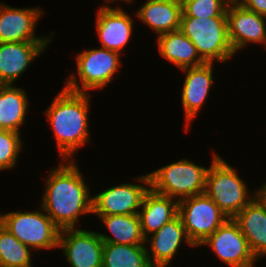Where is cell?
<instances>
[{
	"mask_svg": "<svg viewBox=\"0 0 266 267\" xmlns=\"http://www.w3.org/2000/svg\"><path fill=\"white\" fill-rule=\"evenodd\" d=\"M40 206L60 229H74L79 216L92 214V199L76 161L62 160L46 177Z\"/></svg>",
	"mask_w": 266,
	"mask_h": 267,
	"instance_id": "6da1fadb",
	"label": "cell"
},
{
	"mask_svg": "<svg viewBox=\"0 0 266 267\" xmlns=\"http://www.w3.org/2000/svg\"><path fill=\"white\" fill-rule=\"evenodd\" d=\"M90 98L89 93L73 92L63 87L44 112L62 160H74L72 157L79 147L90 142Z\"/></svg>",
	"mask_w": 266,
	"mask_h": 267,
	"instance_id": "7a4b0ae2",
	"label": "cell"
},
{
	"mask_svg": "<svg viewBox=\"0 0 266 267\" xmlns=\"http://www.w3.org/2000/svg\"><path fill=\"white\" fill-rule=\"evenodd\" d=\"M206 174L205 194L229 217L234 218L256 196L249 192L239 173L216 153Z\"/></svg>",
	"mask_w": 266,
	"mask_h": 267,
	"instance_id": "3957f363",
	"label": "cell"
},
{
	"mask_svg": "<svg viewBox=\"0 0 266 267\" xmlns=\"http://www.w3.org/2000/svg\"><path fill=\"white\" fill-rule=\"evenodd\" d=\"M180 30L206 63H226L234 56L228 37L227 17L181 16Z\"/></svg>",
	"mask_w": 266,
	"mask_h": 267,
	"instance_id": "277c9868",
	"label": "cell"
},
{
	"mask_svg": "<svg viewBox=\"0 0 266 267\" xmlns=\"http://www.w3.org/2000/svg\"><path fill=\"white\" fill-rule=\"evenodd\" d=\"M207 170L187 158L181 159L148 173L150 189L179 202L205 192Z\"/></svg>",
	"mask_w": 266,
	"mask_h": 267,
	"instance_id": "5b68a950",
	"label": "cell"
},
{
	"mask_svg": "<svg viewBox=\"0 0 266 267\" xmlns=\"http://www.w3.org/2000/svg\"><path fill=\"white\" fill-rule=\"evenodd\" d=\"M99 48H90L76 55L77 74L73 72L66 78L64 87L67 90L90 93L91 89H103L115 78L122 54Z\"/></svg>",
	"mask_w": 266,
	"mask_h": 267,
	"instance_id": "8992f818",
	"label": "cell"
},
{
	"mask_svg": "<svg viewBox=\"0 0 266 267\" xmlns=\"http://www.w3.org/2000/svg\"><path fill=\"white\" fill-rule=\"evenodd\" d=\"M0 223L31 250L58 248L60 229L41 206L40 210L30 212L0 214Z\"/></svg>",
	"mask_w": 266,
	"mask_h": 267,
	"instance_id": "52a82bcc",
	"label": "cell"
},
{
	"mask_svg": "<svg viewBox=\"0 0 266 267\" xmlns=\"http://www.w3.org/2000/svg\"><path fill=\"white\" fill-rule=\"evenodd\" d=\"M178 215L195 248L229 218L205 193L179 201Z\"/></svg>",
	"mask_w": 266,
	"mask_h": 267,
	"instance_id": "ba28073f",
	"label": "cell"
},
{
	"mask_svg": "<svg viewBox=\"0 0 266 267\" xmlns=\"http://www.w3.org/2000/svg\"><path fill=\"white\" fill-rule=\"evenodd\" d=\"M138 179V180H137ZM143 183H122L114 185L93 196L92 214L94 215H126L138 214L144 195L150 189L149 175L135 178Z\"/></svg>",
	"mask_w": 266,
	"mask_h": 267,
	"instance_id": "9c48e42d",
	"label": "cell"
},
{
	"mask_svg": "<svg viewBox=\"0 0 266 267\" xmlns=\"http://www.w3.org/2000/svg\"><path fill=\"white\" fill-rule=\"evenodd\" d=\"M204 245L229 267H255L259 261L233 218H228L200 247Z\"/></svg>",
	"mask_w": 266,
	"mask_h": 267,
	"instance_id": "30bf717a",
	"label": "cell"
},
{
	"mask_svg": "<svg viewBox=\"0 0 266 267\" xmlns=\"http://www.w3.org/2000/svg\"><path fill=\"white\" fill-rule=\"evenodd\" d=\"M103 244L98 232L74 228L59 233L58 249L71 267H102Z\"/></svg>",
	"mask_w": 266,
	"mask_h": 267,
	"instance_id": "8fae6325",
	"label": "cell"
},
{
	"mask_svg": "<svg viewBox=\"0 0 266 267\" xmlns=\"http://www.w3.org/2000/svg\"><path fill=\"white\" fill-rule=\"evenodd\" d=\"M228 37L234 54L249 44H263L266 48V17L246 9L232 0L226 11Z\"/></svg>",
	"mask_w": 266,
	"mask_h": 267,
	"instance_id": "7c38bea8",
	"label": "cell"
},
{
	"mask_svg": "<svg viewBox=\"0 0 266 267\" xmlns=\"http://www.w3.org/2000/svg\"><path fill=\"white\" fill-rule=\"evenodd\" d=\"M43 11L38 8H17L0 4V43L51 41L50 37L36 35V26Z\"/></svg>",
	"mask_w": 266,
	"mask_h": 267,
	"instance_id": "4fadbf2b",
	"label": "cell"
},
{
	"mask_svg": "<svg viewBox=\"0 0 266 267\" xmlns=\"http://www.w3.org/2000/svg\"><path fill=\"white\" fill-rule=\"evenodd\" d=\"M214 63H205L201 66L185 68V79L181 91V102L185 114V131H189V123L199 114L201 107L208 99L211 87L214 85Z\"/></svg>",
	"mask_w": 266,
	"mask_h": 267,
	"instance_id": "5bb4252c",
	"label": "cell"
},
{
	"mask_svg": "<svg viewBox=\"0 0 266 267\" xmlns=\"http://www.w3.org/2000/svg\"><path fill=\"white\" fill-rule=\"evenodd\" d=\"M51 41H25L0 43V85L14 82L30 67L31 63Z\"/></svg>",
	"mask_w": 266,
	"mask_h": 267,
	"instance_id": "9a60e30c",
	"label": "cell"
},
{
	"mask_svg": "<svg viewBox=\"0 0 266 267\" xmlns=\"http://www.w3.org/2000/svg\"><path fill=\"white\" fill-rule=\"evenodd\" d=\"M114 7L100 6L96 14V30L101 47L122 54L134 31V21L123 7Z\"/></svg>",
	"mask_w": 266,
	"mask_h": 267,
	"instance_id": "2e32d148",
	"label": "cell"
},
{
	"mask_svg": "<svg viewBox=\"0 0 266 267\" xmlns=\"http://www.w3.org/2000/svg\"><path fill=\"white\" fill-rule=\"evenodd\" d=\"M145 238L146 251L152 266H170L177 255L182 242L195 247L186 235L182 219L179 215L165 223L158 231Z\"/></svg>",
	"mask_w": 266,
	"mask_h": 267,
	"instance_id": "e0dca14e",
	"label": "cell"
},
{
	"mask_svg": "<svg viewBox=\"0 0 266 267\" xmlns=\"http://www.w3.org/2000/svg\"><path fill=\"white\" fill-rule=\"evenodd\" d=\"M258 260L266 256V205L256 196L234 218ZM263 256V257H262Z\"/></svg>",
	"mask_w": 266,
	"mask_h": 267,
	"instance_id": "ac0fdd59",
	"label": "cell"
},
{
	"mask_svg": "<svg viewBox=\"0 0 266 267\" xmlns=\"http://www.w3.org/2000/svg\"><path fill=\"white\" fill-rule=\"evenodd\" d=\"M182 3L173 0H146L136 10L135 16L148 25L155 34L171 32L180 29Z\"/></svg>",
	"mask_w": 266,
	"mask_h": 267,
	"instance_id": "d6986e66",
	"label": "cell"
},
{
	"mask_svg": "<svg viewBox=\"0 0 266 267\" xmlns=\"http://www.w3.org/2000/svg\"><path fill=\"white\" fill-rule=\"evenodd\" d=\"M178 201L151 189L144 195L138 215L144 238L158 231L178 215Z\"/></svg>",
	"mask_w": 266,
	"mask_h": 267,
	"instance_id": "ffe728a7",
	"label": "cell"
},
{
	"mask_svg": "<svg viewBox=\"0 0 266 267\" xmlns=\"http://www.w3.org/2000/svg\"><path fill=\"white\" fill-rule=\"evenodd\" d=\"M157 46L161 57L173 63L179 70L206 63L195 45L180 29L158 35Z\"/></svg>",
	"mask_w": 266,
	"mask_h": 267,
	"instance_id": "44dd1931",
	"label": "cell"
},
{
	"mask_svg": "<svg viewBox=\"0 0 266 267\" xmlns=\"http://www.w3.org/2000/svg\"><path fill=\"white\" fill-rule=\"evenodd\" d=\"M26 90L15 85H0V129L20 132L29 101Z\"/></svg>",
	"mask_w": 266,
	"mask_h": 267,
	"instance_id": "7402d4cb",
	"label": "cell"
},
{
	"mask_svg": "<svg viewBox=\"0 0 266 267\" xmlns=\"http://www.w3.org/2000/svg\"><path fill=\"white\" fill-rule=\"evenodd\" d=\"M95 216L100 218L110 232V235H112L111 237L109 234L98 232L104 243L146 245L138 214Z\"/></svg>",
	"mask_w": 266,
	"mask_h": 267,
	"instance_id": "603a6c76",
	"label": "cell"
},
{
	"mask_svg": "<svg viewBox=\"0 0 266 267\" xmlns=\"http://www.w3.org/2000/svg\"><path fill=\"white\" fill-rule=\"evenodd\" d=\"M102 267H153L146 245L104 243Z\"/></svg>",
	"mask_w": 266,
	"mask_h": 267,
	"instance_id": "cb8c5ba5",
	"label": "cell"
},
{
	"mask_svg": "<svg viewBox=\"0 0 266 267\" xmlns=\"http://www.w3.org/2000/svg\"><path fill=\"white\" fill-rule=\"evenodd\" d=\"M31 252L0 223V267H33Z\"/></svg>",
	"mask_w": 266,
	"mask_h": 267,
	"instance_id": "d4e9b609",
	"label": "cell"
},
{
	"mask_svg": "<svg viewBox=\"0 0 266 267\" xmlns=\"http://www.w3.org/2000/svg\"><path fill=\"white\" fill-rule=\"evenodd\" d=\"M232 0H182L181 16L196 18L227 17L226 11Z\"/></svg>",
	"mask_w": 266,
	"mask_h": 267,
	"instance_id": "484cf974",
	"label": "cell"
},
{
	"mask_svg": "<svg viewBox=\"0 0 266 267\" xmlns=\"http://www.w3.org/2000/svg\"><path fill=\"white\" fill-rule=\"evenodd\" d=\"M22 144L20 133L0 129V170L15 167L23 149Z\"/></svg>",
	"mask_w": 266,
	"mask_h": 267,
	"instance_id": "4316f807",
	"label": "cell"
},
{
	"mask_svg": "<svg viewBox=\"0 0 266 267\" xmlns=\"http://www.w3.org/2000/svg\"><path fill=\"white\" fill-rule=\"evenodd\" d=\"M241 5L250 11H254L266 17V0H237Z\"/></svg>",
	"mask_w": 266,
	"mask_h": 267,
	"instance_id": "83f0119b",
	"label": "cell"
},
{
	"mask_svg": "<svg viewBox=\"0 0 266 267\" xmlns=\"http://www.w3.org/2000/svg\"><path fill=\"white\" fill-rule=\"evenodd\" d=\"M261 188L257 189V196L262 200V202L266 205V183Z\"/></svg>",
	"mask_w": 266,
	"mask_h": 267,
	"instance_id": "f1b7e54d",
	"label": "cell"
},
{
	"mask_svg": "<svg viewBox=\"0 0 266 267\" xmlns=\"http://www.w3.org/2000/svg\"><path fill=\"white\" fill-rule=\"evenodd\" d=\"M116 1H117V3H118V1H120V2H126V3H131L132 1V3H134L135 1L134 0H104V2H107L108 4H103L101 7H105V8H114V7H112V6H109V5H111V3L113 4L114 2L116 3Z\"/></svg>",
	"mask_w": 266,
	"mask_h": 267,
	"instance_id": "f546056e",
	"label": "cell"
}]
</instances>
